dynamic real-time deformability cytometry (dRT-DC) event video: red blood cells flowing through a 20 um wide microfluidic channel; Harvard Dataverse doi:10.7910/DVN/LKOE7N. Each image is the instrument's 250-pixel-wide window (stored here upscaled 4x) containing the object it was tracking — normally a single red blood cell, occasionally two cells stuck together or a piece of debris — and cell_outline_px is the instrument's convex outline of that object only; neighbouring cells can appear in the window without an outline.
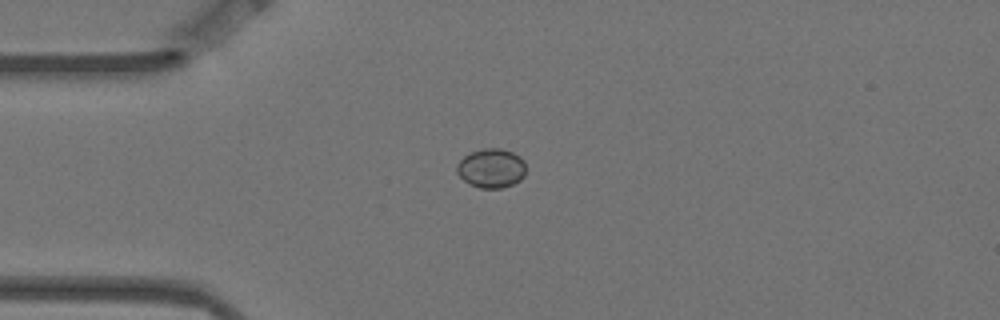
{"species": "Egyptian fruit bat (a non-hibernating species)", "species_latin": "Rousettus aegyptiacus", "temperature_condition": "warm", "stored_images_in_passage": 4, "camera_frame_rate_fps": 3000, "um_per_image_px": 0.085, "animal": {"sex": "female"}, "frame": {"image": 1, "passage_image": 4, "time_ms": 1.0, "image_size_px": [1000, 320], "cell_outline_px": [[524, 176], [520, 180], [512, 184], [500, 188], [480, 188], [468, 184], [456, 172], [456, 164], [464, 156], [472, 152], [484, 148], [500, 148], [512, 152], [520, 156], [524, 160]], "centroid_in_image_um": [41.74, 14.3], "position_along_channel_um": 43.3, "area_um2": 15.78}}